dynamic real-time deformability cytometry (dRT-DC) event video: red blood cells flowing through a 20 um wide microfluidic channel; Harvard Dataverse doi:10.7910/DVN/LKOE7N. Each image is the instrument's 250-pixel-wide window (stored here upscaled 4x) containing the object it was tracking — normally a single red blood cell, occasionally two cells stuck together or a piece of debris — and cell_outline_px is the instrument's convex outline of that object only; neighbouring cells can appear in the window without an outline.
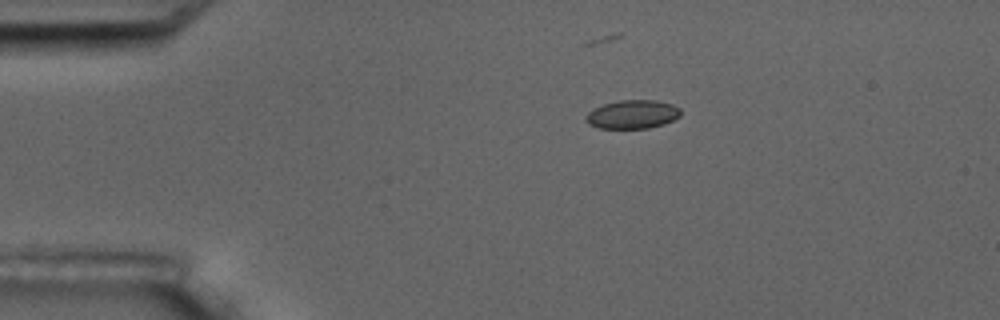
{"species": "common noctule bat (a hibernating species)", "species_latin": "Nyctalus noctula", "temperature_condition": "room temperature", "stored_images_in_passage": 7, "camera_frame_rate_fps": 3000, "um_per_image_px": 0.085, "animal": {"sex": "male", "body_mass_g": 17.5, "forearm_length_mm": 52.3}, "frame": {"image": 1, "passage_image": 1, "time_ms": 0.0, "image_size_px": [1000, 320], "cell_outline_px": [[680, 116], [664, 124], [648, 128], [600, 128], [588, 124], [584, 120], [584, 116], [592, 108], [604, 104], [620, 100], [656, 100], [672, 104], [680, 108]], "centroid_in_image_um": [53.73, 9.72], "position_along_channel_um": 31.3, "area_um2": 15.9}}
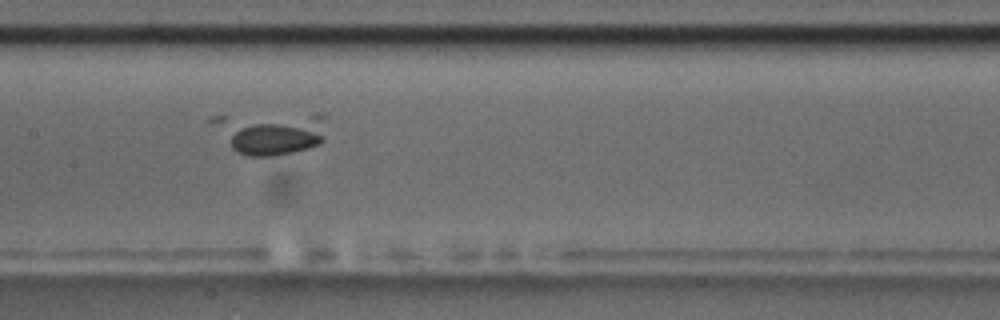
{"frame": {"image": 2, "passage_image": 6, "time_ms": 5.667, "image_size_px": [1000, 320], "cell_outline_px": [[324, 140], [320, 144], [308, 148], [292, 152], [272, 156], [248, 156], [236, 152], [232, 148], [232, 128], [320, 112], [324, 112]], "centroid_in_image_um": [23.75, 11.54], "position_along_channel_um": 183.6, "area_um2": 21.56}}
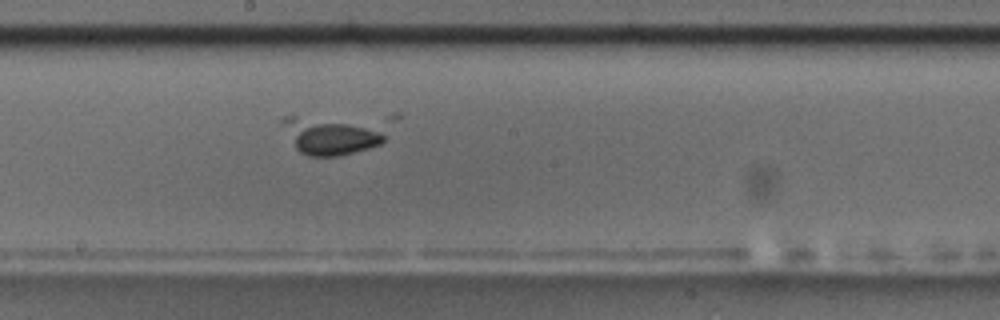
{"frame": {"image": 3, "passage_image": 7, "time_ms": 6.667, "image_size_px": [1000, 320], "cell_outline_px": [[384, 140], [380, 144], [368, 148], [336, 156], [308, 156], [300, 152], [296, 148], [280, 120], [284, 116], [296, 116], [348, 124], [364, 128], [376, 132], [384, 136]], "centroid_in_image_um": [27.9, 11.62], "position_along_channel_um": 220.3, "area_um2": 20.06}}